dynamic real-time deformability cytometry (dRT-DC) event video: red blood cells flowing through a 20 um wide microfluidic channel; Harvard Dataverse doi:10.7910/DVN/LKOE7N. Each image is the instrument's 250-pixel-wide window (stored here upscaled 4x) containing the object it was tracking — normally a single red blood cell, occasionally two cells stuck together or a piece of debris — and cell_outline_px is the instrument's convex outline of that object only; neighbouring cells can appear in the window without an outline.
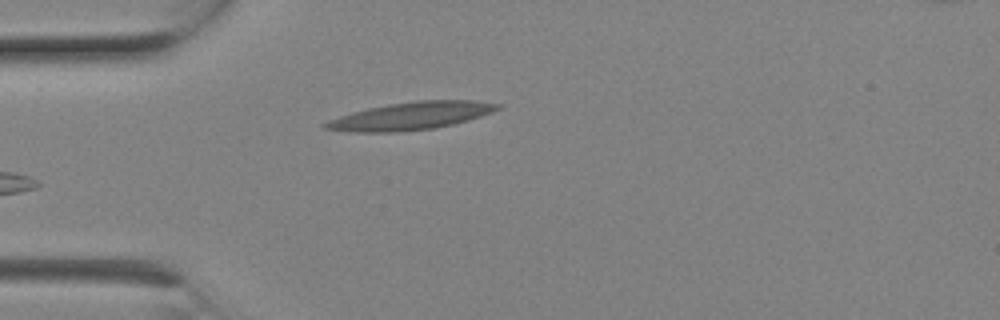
{"species": "Egyptian fruit bat (a non-hibernating species)", "species_latin": "Rousettus aegyptiacus", "temperature_condition": "room temperature", "stored_images_in_passage": 5, "camera_frame_rate_fps": 3000, "um_per_image_px": 0.085, "animal": {"sex": "female"}, "frame": {"image": 1, "passage_image": 5, "time_ms": 1.333, "image_size_px": [1000, 320], "cell_outline_px": [[504, 104], [500, 108], [492, 112], [468, 120], [452, 124], [432, 128], [396, 132], [356, 132], [324, 128], [320, 124], [328, 120], [352, 112], [368, 108], [388, 104], [416, 100], [476, 100]], "centroid_in_image_um": [34.95, 9.84], "position_along_channel_um": 50.1, "area_um2": 27.69}}